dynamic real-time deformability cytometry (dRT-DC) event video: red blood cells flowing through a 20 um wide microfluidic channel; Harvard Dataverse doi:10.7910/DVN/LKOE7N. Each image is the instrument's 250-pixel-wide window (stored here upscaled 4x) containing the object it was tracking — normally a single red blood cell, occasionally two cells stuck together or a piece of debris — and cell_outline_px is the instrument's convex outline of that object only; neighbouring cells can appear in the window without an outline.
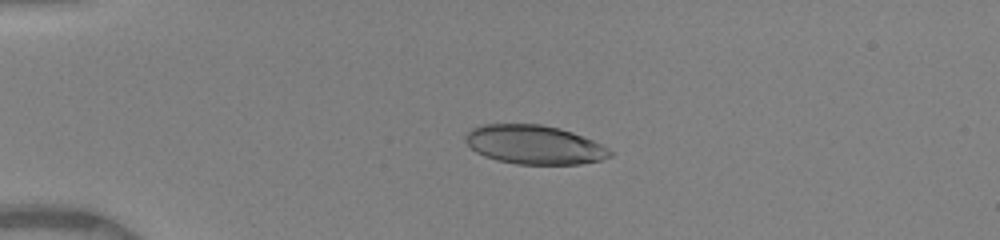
{"species": "human", "species_latin": "Homo sapiens", "temperature_condition": "warm", "stored_images_in_passage": 10, "camera_frame_rate_fps": 3000, "um_per_image_px": 0.085, "donor": {"sex": "female"}, "frame": {"image": 1, "passage_image": 5, "time_ms": 3.333, "image_size_px": [1000, 240], "cell_outline_px": [[612, 156], [600, 160], [580, 164], [516, 164], [496, 160], [484, 156], [476, 152], [464, 140], [468, 132], [472, 128], [484, 124], [540, 124], [560, 128], [572, 132], [592, 140], [608, 148], [612, 152]], "centroid_in_image_um": [45.41, 12.3], "position_along_channel_um": 39.6, "area_um2": 32.71}}
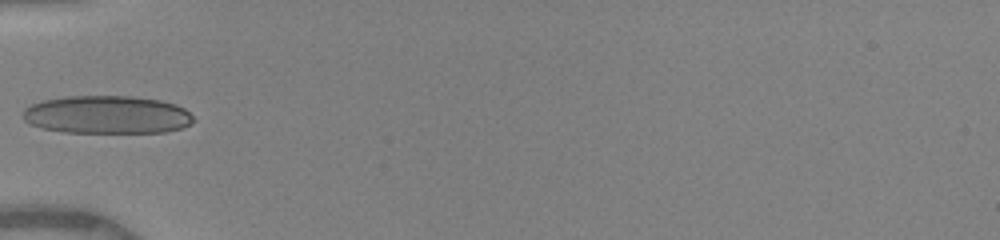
{"frame": {"image": 2, "passage_image": 7, "time_ms": 5.333, "image_size_px": [1000, 240], "cell_outline_px": [[196, 120], [180, 128], [164, 132], [64, 132], [40, 128], [28, 124], [24, 120], [24, 108], [32, 104], [44, 100], [68, 96], [128, 96], [160, 100], [176, 104], [184, 108]], "centroid_in_image_um": [9.07, 9.75], "position_along_channel_um": 75.9, "area_um2": 37.69}}
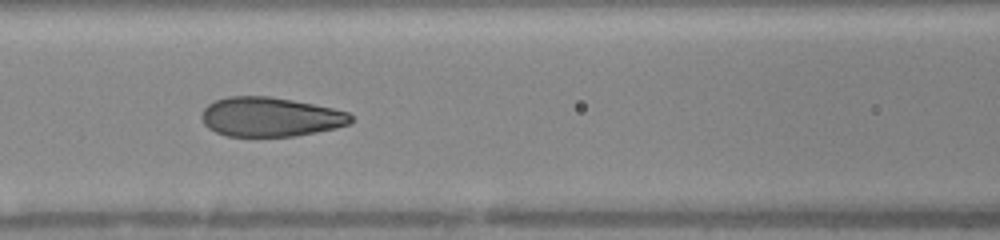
{"frame": {"image": 3, "passage_image": 9, "time_ms": 7.0, "image_size_px": [1000, 240], "cell_outline_px": [[356, 120], [348, 124], [336, 128], [296, 136], [228, 136], [216, 132], [208, 128], [204, 124], [200, 116], [204, 108], [208, 104], [216, 100], [228, 96], [268, 96], [292, 100], [332, 108], [348, 112]], "centroid_in_image_um": [22.97, 9.94], "position_along_channel_um": 143.6, "area_um2": 34.28}}